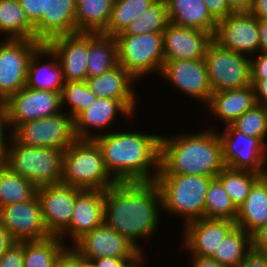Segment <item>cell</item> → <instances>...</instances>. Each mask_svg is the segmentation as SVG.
Listing matches in <instances>:
<instances>
[{
	"mask_svg": "<svg viewBox=\"0 0 267 267\" xmlns=\"http://www.w3.org/2000/svg\"><path fill=\"white\" fill-rule=\"evenodd\" d=\"M214 177L183 174H158L164 214L180 216L184 224L205 218V197Z\"/></svg>",
	"mask_w": 267,
	"mask_h": 267,
	"instance_id": "obj_5",
	"label": "cell"
},
{
	"mask_svg": "<svg viewBox=\"0 0 267 267\" xmlns=\"http://www.w3.org/2000/svg\"><path fill=\"white\" fill-rule=\"evenodd\" d=\"M237 267H267V254L251 250Z\"/></svg>",
	"mask_w": 267,
	"mask_h": 267,
	"instance_id": "obj_48",
	"label": "cell"
},
{
	"mask_svg": "<svg viewBox=\"0 0 267 267\" xmlns=\"http://www.w3.org/2000/svg\"><path fill=\"white\" fill-rule=\"evenodd\" d=\"M24 241H17L0 258V267H23Z\"/></svg>",
	"mask_w": 267,
	"mask_h": 267,
	"instance_id": "obj_42",
	"label": "cell"
},
{
	"mask_svg": "<svg viewBox=\"0 0 267 267\" xmlns=\"http://www.w3.org/2000/svg\"><path fill=\"white\" fill-rule=\"evenodd\" d=\"M118 65L136 81L144 76L160 74L164 64L163 34L115 35Z\"/></svg>",
	"mask_w": 267,
	"mask_h": 267,
	"instance_id": "obj_7",
	"label": "cell"
},
{
	"mask_svg": "<svg viewBox=\"0 0 267 267\" xmlns=\"http://www.w3.org/2000/svg\"><path fill=\"white\" fill-rule=\"evenodd\" d=\"M267 222V174L252 185L249 195L238 208L236 226L250 235Z\"/></svg>",
	"mask_w": 267,
	"mask_h": 267,
	"instance_id": "obj_27",
	"label": "cell"
},
{
	"mask_svg": "<svg viewBox=\"0 0 267 267\" xmlns=\"http://www.w3.org/2000/svg\"><path fill=\"white\" fill-rule=\"evenodd\" d=\"M113 5L114 0H76L77 32L103 33Z\"/></svg>",
	"mask_w": 267,
	"mask_h": 267,
	"instance_id": "obj_30",
	"label": "cell"
},
{
	"mask_svg": "<svg viewBox=\"0 0 267 267\" xmlns=\"http://www.w3.org/2000/svg\"><path fill=\"white\" fill-rule=\"evenodd\" d=\"M257 104L267 107V80H251Z\"/></svg>",
	"mask_w": 267,
	"mask_h": 267,
	"instance_id": "obj_50",
	"label": "cell"
},
{
	"mask_svg": "<svg viewBox=\"0 0 267 267\" xmlns=\"http://www.w3.org/2000/svg\"><path fill=\"white\" fill-rule=\"evenodd\" d=\"M160 212H163L162 197L155 181L117 182L104 190V223L141 252L145 250L138 240L149 239L158 231Z\"/></svg>",
	"mask_w": 267,
	"mask_h": 267,
	"instance_id": "obj_1",
	"label": "cell"
},
{
	"mask_svg": "<svg viewBox=\"0 0 267 267\" xmlns=\"http://www.w3.org/2000/svg\"><path fill=\"white\" fill-rule=\"evenodd\" d=\"M259 52H267V19L258 20Z\"/></svg>",
	"mask_w": 267,
	"mask_h": 267,
	"instance_id": "obj_54",
	"label": "cell"
},
{
	"mask_svg": "<svg viewBox=\"0 0 267 267\" xmlns=\"http://www.w3.org/2000/svg\"><path fill=\"white\" fill-rule=\"evenodd\" d=\"M253 0H227L229 8L233 12H248Z\"/></svg>",
	"mask_w": 267,
	"mask_h": 267,
	"instance_id": "obj_55",
	"label": "cell"
},
{
	"mask_svg": "<svg viewBox=\"0 0 267 267\" xmlns=\"http://www.w3.org/2000/svg\"><path fill=\"white\" fill-rule=\"evenodd\" d=\"M61 183L82 190H106L117 181L105 167L94 139H76L63 153Z\"/></svg>",
	"mask_w": 267,
	"mask_h": 267,
	"instance_id": "obj_4",
	"label": "cell"
},
{
	"mask_svg": "<svg viewBox=\"0 0 267 267\" xmlns=\"http://www.w3.org/2000/svg\"><path fill=\"white\" fill-rule=\"evenodd\" d=\"M170 23L204 30L214 35L217 22L207 11L204 0H165Z\"/></svg>",
	"mask_w": 267,
	"mask_h": 267,
	"instance_id": "obj_28",
	"label": "cell"
},
{
	"mask_svg": "<svg viewBox=\"0 0 267 267\" xmlns=\"http://www.w3.org/2000/svg\"><path fill=\"white\" fill-rule=\"evenodd\" d=\"M136 82L138 81L120 65L100 76L86 79L89 89L97 98L120 100L134 115L139 101L137 92L133 89Z\"/></svg>",
	"mask_w": 267,
	"mask_h": 267,
	"instance_id": "obj_24",
	"label": "cell"
},
{
	"mask_svg": "<svg viewBox=\"0 0 267 267\" xmlns=\"http://www.w3.org/2000/svg\"><path fill=\"white\" fill-rule=\"evenodd\" d=\"M251 250L267 254V222L251 234Z\"/></svg>",
	"mask_w": 267,
	"mask_h": 267,
	"instance_id": "obj_46",
	"label": "cell"
},
{
	"mask_svg": "<svg viewBox=\"0 0 267 267\" xmlns=\"http://www.w3.org/2000/svg\"><path fill=\"white\" fill-rule=\"evenodd\" d=\"M37 187L0 163V207L31 200Z\"/></svg>",
	"mask_w": 267,
	"mask_h": 267,
	"instance_id": "obj_33",
	"label": "cell"
},
{
	"mask_svg": "<svg viewBox=\"0 0 267 267\" xmlns=\"http://www.w3.org/2000/svg\"><path fill=\"white\" fill-rule=\"evenodd\" d=\"M256 104L254 88L249 85L240 89L213 92L205 106L226 126L232 124Z\"/></svg>",
	"mask_w": 267,
	"mask_h": 267,
	"instance_id": "obj_26",
	"label": "cell"
},
{
	"mask_svg": "<svg viewBox=\"0 0 267 267\" xmlns=\"http://www.w3.org/2000/svg\"><path fill=\"white\" fill-rule=\"evenodd\" d=\"M55 267H82V257L70 245L58 258Z\"/></svg>",
	"mask_w": 267,
	"mask_h": 267,
	"instance_id": "obj_47",
	"label": "cell"
},
{
	"mask_svg": "<svg viewBox=\"0 0 267 267\" xmlns=\"http://www.w3.org/2000/svg\"><path fill=\"white\" fill-rule=\"evenodd\" d=\"M236 227L228 219L200 218L183 225L184 251L194 256L211 257L222 240Z\"/></svg>",
	"mask_w": 267,
	"mask_h": 267,
	"instance_id": "obj_18",
	"label": "cell"
},
{
	"mask_svg": "<svg viewBox=\"0 0 267 267\" xmlns=\"http://www.w3.org/2000/svg\"><path fill=\"white\" fill-rule=\"evenodd\" d=\"M156 0H114L110 19L103 34L115 36Z\"/></svg>",
	"mask_w": 267,
	"mask_h": 267,
	"instance_id": "obj_37",
	"label": "cell"
},
{
	"mask_svg": "<svg viewBox=\"0 0 267 267\" xmlns=\"http://www.w3.org/2000/svg\"><path fill=\"white\" fill-rule=\"evenodd\" d=\"M196 134L160 136L158 174H183L216 178L225 167L218 128ZM170 136V137H169Z\"/></svg>",
	"mask_w": 267,
	"mask_h": 267,
	"instance_id": "obj_3",
	"label": "cell"
},
{
	"mask_svg": "<svg viewBox=\"0 0 267 267\" xmlns=\"http://www.w3.org/2000/svg\"><path fill=\"white\" fill-rule=\"evenodd\" d=\"M251 80H267V52L250 57Z\"/></svg>",
	"mask_w": 267,
	"mask_h": 267,
	"instance_id": "obj_44",
	"label": "cell"
},
{
	"mask_svg": "<svg viewBox=\"0 0 267 267\" xmlns=\"http://www.w3.org/2000/svg\"><path fill=\"white\" fill-rule=\"evenodd\" d=\"M63 153L54 148L25 146L12 137L3 164L36 187L58 184L62 180Z\"/></svg>",
	"mask_w": 267,
	"mask_h": 267,
	"instance_id": "obj_6",
	"label": "cell"
},
{
	"mask_svg": "<svg viewBox=\"0 0 267 267\" xmlns=\"http://www.w3.org/2000/svg\"><path fill=\"white\" fill-rule=\"evenodd\" d=\"M144 254H145V253L142 252V253H141L139 256H137L133 261L128 262L124 267H143L144 265H142V263L145 264V263H144L145 259H143V258L146 257Z\"/></svg>",
	"mask_w": 267,
	"mask_h": 267,
	"instance_id": "obj_56",
	"label": "cell"
},
{
	"mask_svg": "<svg viewBox=\"0 0 267 267\" xmlns=\"http://www.w3.org/2000/svg\"><path fill=\"white\" fill-rule=\"evenodd\" d=\"M134 259H121L114 257H104L92 259L90 262L94 267H124L128 262L133 261Z\"/></svg>",
	"mask_w": 267,
	"mask_h": 267,
	"instance_id": "obj_49",
	"label": "cell"
},
{
	"mask_svg": "<svg viewBox=\"0 0 267 267\" xmlns=\"http://www.w3.org/2000/svg\"><path fill=\"white\" fill-rule=\"evenodd\" d=\"M71 247L89 262L104 257L135 259L142 253L126 237L118 234L104 222L84 234Z\"/></svg>",
	"mask_w": 267,
	"mask_h": 267,
	"instance_id": "obj_14",
	"label": "cell"
},
{
	"mask_svg": "<svg viewBox=\"0 0 267 267\" xmlns=\"http://www.w3.org/2000/svg\"><path fill=\"white\" fill-rule=\"evenodd\" d=\"M213 40L221 47L252 57L259 53L258 19L249 12H233L217 22Z\"/></svg>",
	"mask_w": 267,
	"mask_h": 267,
	"instance_id": "obj_15",
	"label": "cell"
},
{
	"mask_svg": "<svg viewBox=\"0 0 267 267\" xmlns=\"http://www.w3.org/2000/svg\"><path fill=\"white\" fill-rule=\"evenodd\" d=\"M117 66L115 37L103 33H88L87 78L100 76Z\"/></svg>",
	"mask_w": 267,
	"mask_h": 267,
	"instance_id": "obj_29",
	"label": "cell"
},
{
	"mask_svg": "<svg viewBox=\"0 0 267 267\" xmlns=\"http://www.w3.org/2000/svg\"><path fill=\"white\" fill-rule=\"evenodd\" d=\"M42 218L48 233L59 236L70 224L77 197V188L58 183L37 187Z\"/></svg>",
	"mask_w": 267,
	"mask_h": 267,
	"instance_id": "obj_17",
	"label": "cell"
},
{
	"mask_svg": "<svg viewBox=\"0 0 267 267\" xmlns=\"http://www.w3.org/2000/svg\"><path fill=\"white\" fill-rule=\"evenodd\" d=\"M34 28L35 40L42 44L57 36L77 33L76 0H45V11Z\"/></svg>",
	"mask_w": 267,
	"mask_h": 267,
	"instance_id": "obj_23",
	"label": "cell"
},
{
	"mask_svg": "<svg viewBox=\"0 0 267 267\" xmlns=\"http://www.w3.org/2000/svg\"><path fill=\"white\" fill-rule=\"evenodd\" d=\"M82 267H94V266L91 262L86 261L84 258H82Z\"/></svg>",
	"mask_w": 267,
	"mask_h": 267,
	"instance_id": "obj_57",
	"label": "cell"
},
{
	"mask_svg": "<svg viewBox=\"0 0 267 267\" xmlns=\"http://www.w3.org/2000/svg\"><path fill=\"white\" fill-rule=\"evenodd\" d=\"M232 125L246 136L267 137V107L256 104L237 118Z\"/></svg>",
	"mask_w": 267,
	"mask_h": 267,
	"instance_id": "obj_40",
	"label": "cell"
},
{
	"mask_svg": "<svg viewBox=\"0 0 267 267\" xmlns=\"http://www.w3.org/2000/svg\"><path fill=\"white\" fill-rule=\"evenodd\" d=\"M104 191L103 190H82L77 188V197L73 214L68 227L59 235L65 240H71L74 244L84 234L91 232L104 222Z\"/></svg>",
	"mask_w": 267,
	"mask_h": 267,
	"instance_id": "obj_22",
	"label": "cell"
},
{
	"mask_svg": "<svg viewBox=\"0 0 267 267\" xmlns=\"http://www.w3.org/2000/svg\"><path fill=\"white\" fill-rule=\"evenodd\" d=\"M248 12L258 20L267 19V0H253Z\"/></svg>",
	"mask_w": 267,
	"mask_h": 267,
	"instance_id": "obj_51",
	"label": "cell"
},
{
	"mask_svg": "<svg viewBox=\"0 0 267 267\" xmlns=\"http://www.w3.org/2000/svg\"><path fill=\"white\" fill-rule=\"evenodd\" d=\"M204 60L213 92L251 85L249 56L221 47L213 40L208 46Z\"/></svg>",
	"mask_w": 267,
	"mask_h": 267,
	"instance_id": "obj_8",
	"label": "cell"
},
{
	"mask_svg": "<svg viewBox=\"0 0 267 267\" xmlns=\"http://www.w3.org/2000/svg\"><path fill=\"white\" fill-rule=\"evenodd\" d=\"M164 60L201 59L213 41V34L204 30L169 23L163 31Z\"/></svg>",
	"mask_w": 267,
	"mask_h": 267,
	"instance_id": "obj_21",
	"label": "cell"
},
{
	"mask_svg": "<svg viewBox=\"0 0 267 267\" xmlns=\"http://www.w3.org/2000/svg\"><path fill=\"white\" fill-rule=\"evenodd\" d=\"M17 240L0 224V258Z\"/></svg>",
	"mask_w": 267,
	"mask_h": 267,
	"instance_id": "obj_52",
	"label": "cell"
},
{
	"mask_svg": "<svg viewBox=\"0 0 267 267\" xmlns=\"http://www.w3.org/2000/svg\"><path fill=\"white\" fill-rule=\"evenodd\" d=\"M237 215L238 209L224 190L222 183L214 178L205 197V218L235 221Z\"/></svg>",
	"mask_w": 267,
	"mask_h": 267,
	"instance_id": "obj_38",
	"label": "cell"
},
{
	"mask_svg": "<svg viewBox=\"0 0 267 267\" xmlns=\"http://www.w3.org/2000/svg\"><path fill=\"white\" fill-rule=\"evenodd\" d=\"M0 33L5 39H35V28L19 0H0Z\"/></svg>",
	"mask_w": 267,
	"mask_h": 267,
	"instance_id": "obj_31",
	"label": "cell"
},
{
	"mask_svg": "<svg viewBox=\"0 0 267 267\" xmlns=\"http://www.w3.org/2000/svg\"><path fill=\"white\" fill-rule=\"evenodd\" d=\"M57 56L64 82L86 81L88 33L57 36L46 43Z\"/></svg>",
	"mask_w": 267,
	"mask_h": 267,
	"instance_id": "obj_19",
	"label": "cell"
},
{
	"mask_svg": "<svg viewBox=\"0 0 267 267\" xmlns=\"http://www.w3.org/2000/svg\"><path fill=\"white\" fill-rule=\"evenodd\" d=\"M11 130L18 125L62 112L61 93L25 86L5 102Z\"/></svg>",
	"mask_w": 267,
	"mask_h": 267,
	"instance_id": "obj_12",
	"label": "cell"
},
{
	"mask_svg": "<svg viewBox=\"0 0 267 267\" xmlns=\"http://www.w3.org/2000/svg\"><path fill=\"white\" fill-rule=\"evenodd\" d=\"M191 264L189 267H226L211 257L190 255Z\"/></svg>",
	"mask_w": 267,
	"mask_h": 267,
	"instance_id": "obj_53",
	"label": "cell"
},
{
	"mask_svg": "<svg viewBox=\"0 0 267 267\" xmlns=\"http://www.w3.org/2000/svg\"><path fill=\"white\" fill-rule=\"evenodd\" d=\"M68 247L59 236L24 241L23 267H55L58 258Z\"/></svg>",
	"mask_w": 267,
	"mask_h": 267,
	"instance_id": "obj_32",
	"label": "cell"
},
{
	"mask_svg": "<svg viewBox=\"0 0 267 267\" xmlns=\"http://www.w3.org/2000/svg\"><path fill=\"white\" fill-rule=\"evenodd\" d=\"M7 129L9 130V134H6L8 133ZM5 135L7 136V138ZM11 139H12V130L9 122L7 107L4 102H0V163H3L5 161Z\"/></svg>",
	"mask_w": 267,
	"mask_h": 267,
	"instance_id": "obj_41",
	"label": "cell"
},
{
	"mask_svg": "<svg viewBox=\"0 0 267 267\" xmlns=\"http://www.w3.org/2000/svg\"><path fill=\"white\" fill-rule=\"evenodd\" d=\"M182 94L203 102L206 105L213 93L204 58L164 60L159 74Z\"/></svg>",
	"mask_w": 267,
	"mask_h": 267,
	"instance_id": "obj_13",
	"label": "cell"
},
{
	"mask_svg": "<svg viewBox=\"0 0 267 267\" xmlns=\"http://www.w3.org/2000/svg\"><path fill=\"white\" fill-rule=\"evenodd\" d=\"M170 23L165 0H156L117 35L163 33Z\"/></svg>",
	"mask_w": 267,
	"mask_h": 267,
	"instance_id": "obj_35",
	"label": "cell"
},
{
	"mask_svg": "<svg viewBox=\"0 0 267 267\" xmlns=\"http://www.w3.org/2000/svg\"><path fill=\"white\" fill-rule=\"evenodd\" d=\"M97 96L89 89L86 81L64 82L61 91L62 110L67 103V114L74 120L82 111L88 109ZM69 105V106H68Z\"/></svg>",
	"mask_w": 267,
	"mask_h": 267,
	"instance_id": "obj_39",
	"label": "cell"
},
{
	"mask_svg": "<svg viewBox=\"0 0 267 267\" xmlns=\"http://www.w3.org/2000/svg\"><path fill=\"white\" fill-rule=\"evenodd\" d=\"M223 132L217 131L226 167L267 174V137H249L237 130L232 124L224 126Z\"/></svg>",
	"mask_w": 267,
	"mask_h": 267,
	"instance_id": "obj_9",
	"label": "cell"
},
{
	"mask_svg": "<svg viewBox=\"0 0 267 267\" xmlns=\"http://www.w3.org/2000/svg\"><path fill=\"white\" fill-rule=\"evenodd\" d=\"M44 57L49 61L42 63L40 60ZM26 86L37 90L59 93L62 91L64 79L61 65L57 56L46 44H42L29 61Z\"/></svg>",
	"mask_w": 267,
	"mask_h": 267,
	"instance_id": "obj_25",
	"label": "cell"
},
{
	"mask_svg": "<svg viewBox=\"0 0 267 267\" xmlns=\"http://www.w3.org/2000/svg\"><path fill=\"white\" fill-rule=\"evenodd\" d=\"M128 130L108 131L94 139L106 169L117 182L156 181L161 135Z\"/></svg>",
	"mask_w": 267,
	"mask_h": 267,
	"instance_id": "obj_2",
	"label": "cell"
},
{
	"mask_svg": "<svg viewBox=\"0 0 267 267\" xmlns=\"http://www.w3.org/2000/svg\"><path fill=\"white\" fill-rule=\"evenodd\" d=\"M251 251V235L242 228L235 227L222 240L211 256L226 267H237Z\"/></svg>",
	"mask_w": 267,
	"mask_h": 267,
	"instance_id": "obj_34",
	"label": "cell"
},
{
	"mask_svg": "<svg viewBox=\"0 0 267 267\" xmlns=\"http://www.w3.org/2000/svg\"><path fill=\"white\" fill-rule=\"evenodd\" d=\"M204 4L210 16L216 22L233 13L228 6L227 0H204Z\"/></svg>",
	"mask_w": 267,
	"mask_h": 267,
	"instance_id": "obj_45",
	"label": "cell"
},
{
	"mask_svg": "<svg viewBox=\"0 0 267 267\" xmlns=\"http://www.w3.org/2000/svg\"><path fill=\"white\" fill-rule=\"evenodd\" d=\"M12 137L25 146L61 151H65L76 140L73 119L64 110L50 117L18 125L12 131Z\"/></svg>",
	"mask_w": 267,
	"mask_h": 267,
	"instance_id": "obj_10",
	"label": "cell"
},
{
	"mask_svg": "<svg viewBox=\"0 0 267 267\" xmlns=\"http://www.w3.org/2000/svg\"><path fill=\"white\" fill-rule=\"evenodd\" d=\"M261 175L250 171H243L224 167L216 178L222 183L224 190L238 209L249 195L253 183Z\"/></svg>",
	"mask_w": 267,
	"mask_h": 267,
	"instance_id": "obj_36",
	"label": "cell"
},
{
	"mask_svg": "<svg viewBox=\"0 0 267 267\" xmlns=\"http://www.w3.org/2000/svg\"><path fill=\"white\" fill-rule=\"evenodd\" d=\"M118 115L128 116L127 119H131V116L132 118L134 116L120 100L104 97L96 98L88 109L82 111L73 120L76 139H95L97 136L105 134L107 128L109 131L111 130L110 126L111 124L114 125L115 118Z\"/></svg>",
	"mask_w": 267,
	"mask_h": 267,
	"instance_id": "obj_20",
	"label": "cell"
},
{
	"mask_svg": "<svg viewBox=\"0 0 267 267\" xmlns=\"http://www.w3.org/2000/svg\"><path fill=\"white\" fill-rule=\"evenodd\" d=\"M28 21L35 26L45 11V0H19Z\"/></svg>",
	"mask_w": 267,
	"mask_h": 267,
	"instance_id": "obj_43",
	"label": "cell"
},
{
	"mask_svg": "<svg viewBox=\"0 0 267 267\" xmlns=\"http://www.w3.org/2000/svg\"><path fill=\"white\" fill-rule=\"evenodd\" d=\"M41 45L35 39H0V102L26 86L29 61Z\"/></svg>",
	"mask_w": 267,
	"mask_h": 267,
	"instance_id": "obj_11",
	"label": "cell"
},
{
	"mask_svg": "<svg viewBox=\"0 0 267 267\" xmlns=\"http://www.w3.org/2000/svg\"><path fill=\"white\" fill-rule=\"evenodd\" d=\"M0 224L17 241L43 240L51 237L42 218V206L37 194L26 202L0 207Z\"/></svg>",
	"mask_w": 267,
	"mask_h": 267,
	"instance_id": "obj_16",
	"label": "cell"
}]
</instances>
